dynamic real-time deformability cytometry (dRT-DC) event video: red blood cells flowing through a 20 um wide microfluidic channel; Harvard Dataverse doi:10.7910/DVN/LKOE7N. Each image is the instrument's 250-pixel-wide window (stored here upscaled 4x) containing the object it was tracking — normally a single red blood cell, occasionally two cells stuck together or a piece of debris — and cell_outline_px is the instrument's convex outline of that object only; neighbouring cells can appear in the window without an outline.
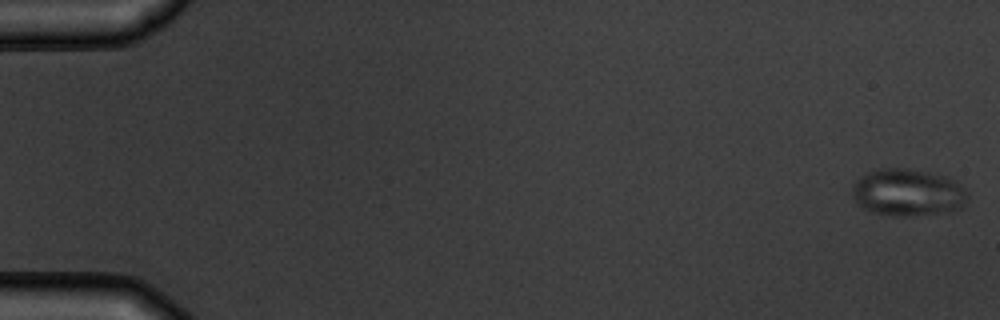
{"species": "common noctule bat (a hibernating species)", "species_latin": "Nyctalus noctula", "temperature_condition": "warm", "stored_images_in_passage": 10, "camera_frame_rate_fps": 3000, "um_per_image_px": 0.085, "animal": {"sex": "male", "body_mass_g": 19.5, "forearm_length_mm": 54.6}, "frame": {"image": 1, "passage_image": 1, "time_ms": 0.0, "image_size_px": [1000, 320], "cell_outline_px": [[968, 196], [964, 208], [948, 212], [912, 216], [888, 216], [872, 212], [864, 208], [852, 196], [852, 184], [860, 176], [868, 172], [880, 168], [908, 168], [948, 176], [956, 180], [968, 192]], "centroid_in_image_um": [77.2, 16.36], "position_along_channel_um": 7.8, "area_um2": 32.31}}
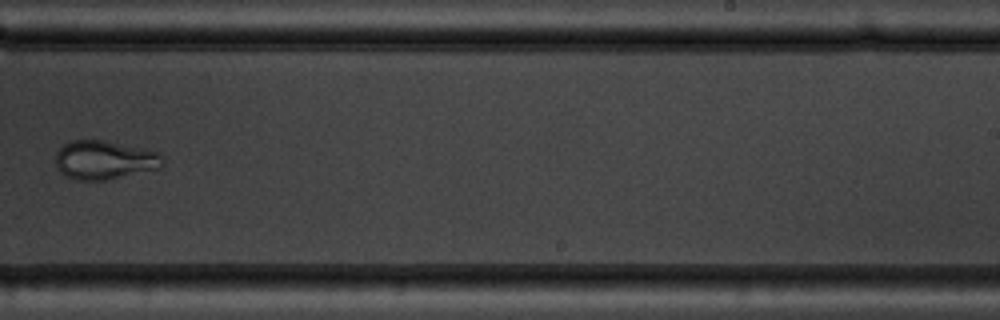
{"frame": {"image": 2, "passage_image": 10, "time_ms": 11.333, "image_size_px": [1000, 320], "cell_outline_px": [[164, 164], [160, 168], [108, 180], [76, 180], [64, 176], [56, 168], [56, 152], [64, 144], [72, 140], [104, 140], [144, 148], [160, 152], [164, 156]], "centroid_in_image_um": [8.9, 13.6], "position_along_channel_um": 280.1, "area_um2": 24.62}}